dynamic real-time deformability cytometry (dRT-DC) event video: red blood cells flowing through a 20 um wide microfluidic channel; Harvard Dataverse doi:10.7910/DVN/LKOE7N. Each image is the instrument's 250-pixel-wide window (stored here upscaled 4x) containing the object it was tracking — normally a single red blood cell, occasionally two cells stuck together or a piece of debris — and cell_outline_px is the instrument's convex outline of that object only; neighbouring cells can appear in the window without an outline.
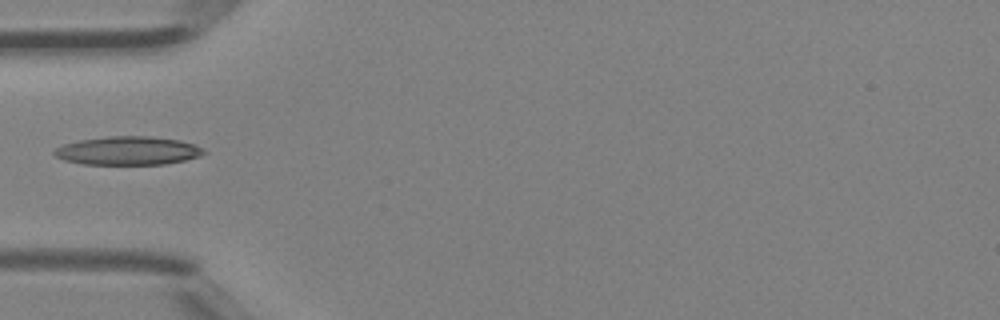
{"species": "Egyptian fruit bat (a non-hibernating species)", "species_latin": "Rousettus aegyptiacus", "temperature_condition": "room temperature", "stored_images_in_passage": 4, "camera_frame_rate_fps": 3000, "um_per_image_px": 0.085, "animal": {"sex": "female"}, "frame": {"image": 1, "passage_image": 4, "time_ms": 1.0, "image_size_px": [1000, 320], "cell_outline_px": [[208, 152], [200, 156], [184, 160], [164, 164], [84, 164], [64, 160], [56, 156], [52, 152], [60, 144], [80, 140], [108, 136], [152, 136], [180, 140], [196, 144]], "centroid_in_image_um": [10.88, 12.8], "position_along_channel_um": 74.1, "area_um2": 24.97}}